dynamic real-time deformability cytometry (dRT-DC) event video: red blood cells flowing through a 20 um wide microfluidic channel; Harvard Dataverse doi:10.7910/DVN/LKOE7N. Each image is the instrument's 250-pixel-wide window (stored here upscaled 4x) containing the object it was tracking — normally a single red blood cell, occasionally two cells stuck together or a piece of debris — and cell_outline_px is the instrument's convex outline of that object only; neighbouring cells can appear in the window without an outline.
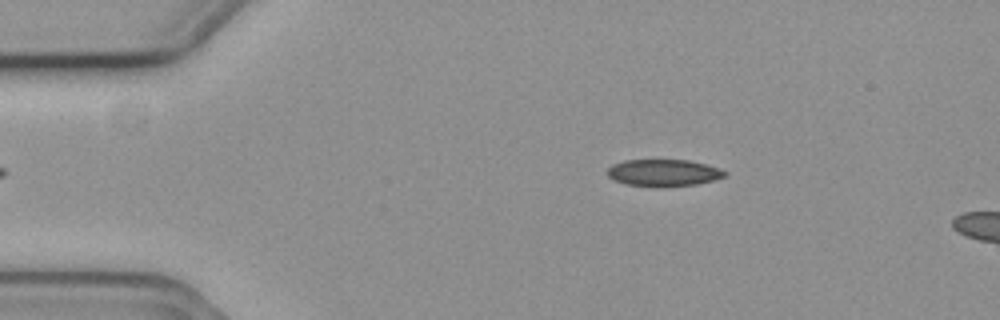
{"species": "common noctule bat (a hibernating species)", "species_latin": "Nyctalus noctula", "temperature_condition": "cold", "stored_images_in_passage": 13, "camera_frame_rate_fps": 3000, "um_per_image_px": 0.085, "animal": {"sex": "female", "body_mass_g": 19.3, "forearm_length_mm": 54.1}, "frame": {"image": 1, "passage_image": 8, "time_ms": 2.333, "image_size_px": [1000, 320], "cell_outline_px": [[728, 172], [724, 176], [712, 180], [696, 184], [656, 188], [624, 184], [612, 180], [608, 176], [608, 168], [612, 164], [624, 160], [688, 160], [704, 164]], "centroid_in_image_um": [56.32, 14.7], "position_along_channel_um": 28.7, "area_um2": 18.5}}